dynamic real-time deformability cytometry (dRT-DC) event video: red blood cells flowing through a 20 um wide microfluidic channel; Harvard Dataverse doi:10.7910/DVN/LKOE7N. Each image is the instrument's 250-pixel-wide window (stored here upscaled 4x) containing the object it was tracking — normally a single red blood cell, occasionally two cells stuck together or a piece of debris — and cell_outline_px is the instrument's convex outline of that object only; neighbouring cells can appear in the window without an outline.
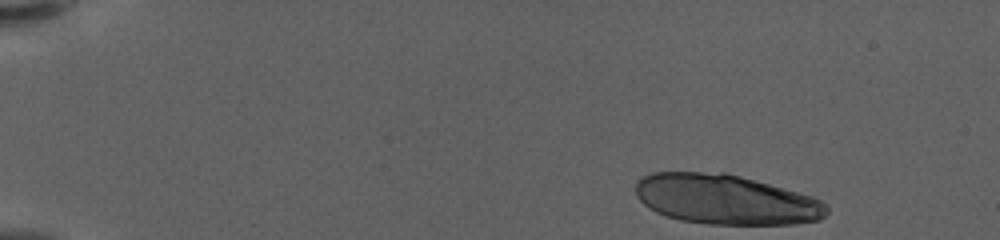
{"species": "human", "species_latin": "Homo sapiens", "temperature_condition": "warm", "stored_images_in_passage": 51, "segment_of_instrument_passage": [1, 2], "camera_frame_rate_fps": 3000, "um_per_image_px": 0.085, "donor": {"sex": "female"}, "frame": {"image": 1, "passage_image": 1, "time_ms": 0.0, "image_size_px": [1000, 240], "cell_outline_px": [[828, 212], [820, 220], [796, 224], [708, 224], [680, 220], [656, 212], [648, 208], [636, 196], [636, 180], [652, 172], [724, 172], [740, 176], [812, 196], [820, 200], [828, 208]], "centroid_in_image_um": [61.66, 16.96], "position_along_channel_um": 23.3, "area_um2": 55.49}}